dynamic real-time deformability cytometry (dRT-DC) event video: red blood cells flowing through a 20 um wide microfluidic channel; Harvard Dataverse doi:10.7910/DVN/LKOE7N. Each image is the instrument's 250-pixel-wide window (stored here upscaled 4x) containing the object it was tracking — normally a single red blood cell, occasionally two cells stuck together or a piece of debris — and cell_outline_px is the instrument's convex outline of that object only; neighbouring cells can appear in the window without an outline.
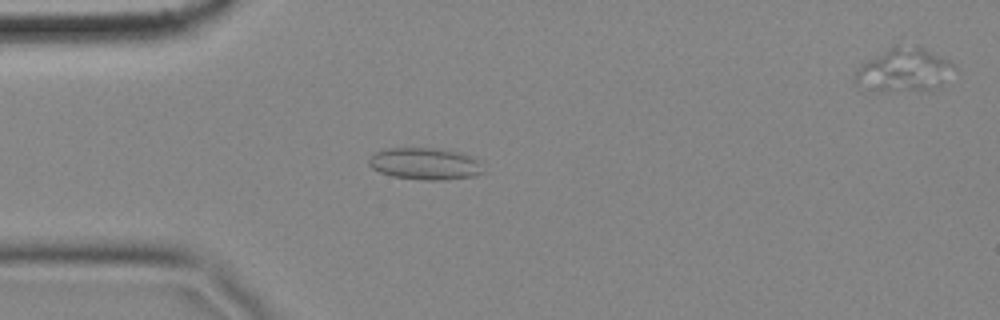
{"species": "common noctule bat (a hibernating species)", "species_latin": "Nyctalus noctula", "temperature_condition": "cold", "stored_images_in_passage": 58, "segment_of_instrument_passage": [1, 2], "camera_frame_rate_fps": 3000, "um_per_image_px": 0.085, "animal": {"sex": "female", "body_mass_g": 18.4}, "frame": {"image": 1, "passage_image": 15, "time_ms": 4.667, "image_size_px": [1000, 320], "cell_outline_px": [[484, 172], [476, 176], [444, 180], [420, 180], [392, 176], [380, 172], [372, 168], [368, 164], [368, 160], [376, 152], [388, 148], [432, 148], [456, 152], [472, 156], [480, 164]], "centroid_in_image_um": [36.12, 13.93], "position_along_channel_um": 48.9, "area_um2": 21.15}}
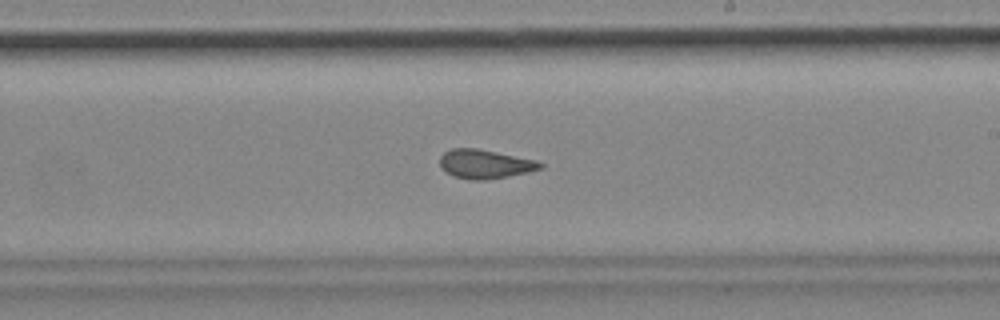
{"frame": {"image": 2, "passage_image": 33, "time_ms": 10.667, "image_size_px": [1000, 320], "cell_outline_px": [[544, 168], [528, 172], [508, 176], [484, 180], [468, 180], [452, 176], [440, 168], [440, 156], [444, 152], [452, 148], [476, 148], [536, 160], [544, 164]], "centroid_in_image_um": [41.2, 13.95], "position_along_channel_um": 247.8, "area_um2": 17.05}}
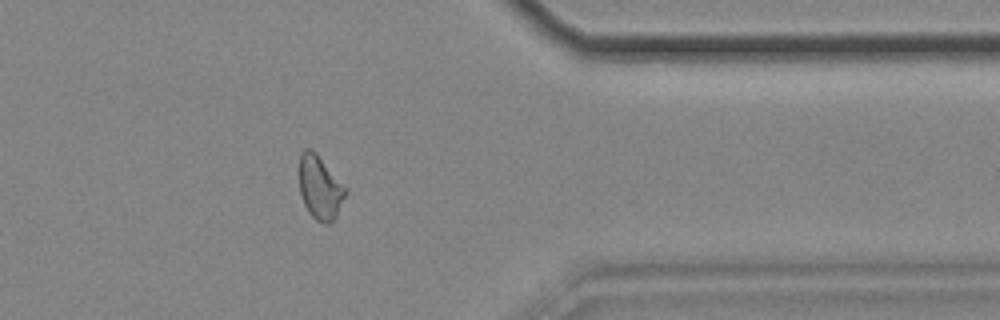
{"frame": {"image": 3, "passage_image": 46, "time_ms": 15.0, "image_size_px": [1000, 320], "cell_outline_px": [[348, 192], [336, 216], [328, 224], [324, 224], [316, 220], [308, 212], [304, 204], [300, 192], [300, 152], [304, 148], [312, 148], [316, 152], [348, 188]], "centroid_in_image_um": [27.22, 15.92], "position_along_channel_um": 384.2, "area_um2": 17.4}}